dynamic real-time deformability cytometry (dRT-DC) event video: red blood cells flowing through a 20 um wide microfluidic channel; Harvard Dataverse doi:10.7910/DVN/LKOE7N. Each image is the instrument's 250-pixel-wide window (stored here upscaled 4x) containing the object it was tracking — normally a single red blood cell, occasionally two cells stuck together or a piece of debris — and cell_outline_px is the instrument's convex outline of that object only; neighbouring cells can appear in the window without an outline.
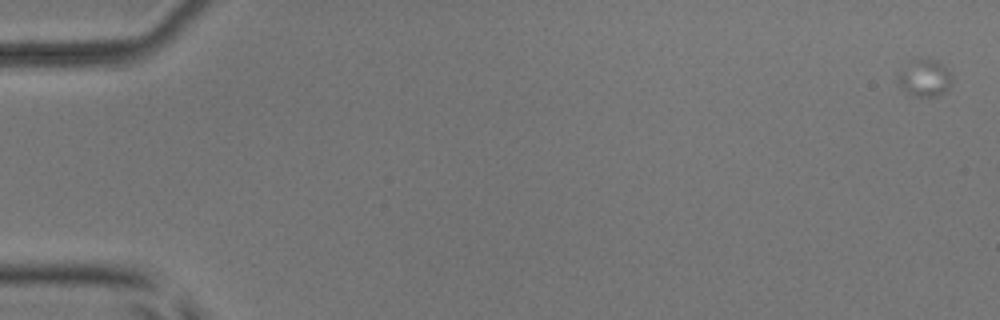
{"species": "common noctule bat (a hibernating species)", "species_latin": "Nyctalus noctula", "temperature_condition": "room temperature", "stored_images_in_passage": 6, "camera_frame_rate_fps": 3000, "um_per_image_px": 0.085, "animal": {"sex": "male", "body_mass_g": 17.9, "forearm_length_mm": 54.2}, "frame": {"image": 1, "passage_image": 1, "time_ms": 0.0, "image_size_px": [1000, 320], "cell_outline_px": [[952, 80], [948, 88], [940, 96], [912, 96], [900, 88], [896, 80], [896, 76], [908, 60], [920, 56], [936, 60], [948, 68], [952, 76]], "centroid_in_image_um": [78.55, 6.58], "position_along_channel_um": 6.4, "area_um2": 12.31}}